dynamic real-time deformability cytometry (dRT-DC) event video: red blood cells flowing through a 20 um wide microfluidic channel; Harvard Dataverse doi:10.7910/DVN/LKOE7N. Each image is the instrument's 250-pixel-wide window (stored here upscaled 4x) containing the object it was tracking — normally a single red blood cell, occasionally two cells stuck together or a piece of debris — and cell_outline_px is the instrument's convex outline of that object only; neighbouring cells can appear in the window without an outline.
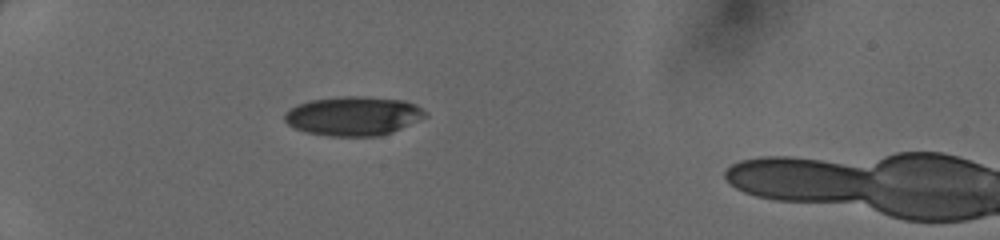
{"species": "human", "species_latin": "Homo sapiens", "temperature_condition": "cold", "stored_images_in_passage": 33, "camera_frame_rate_fps": 3000, "um_per_image_px": 0.085, "donor": {"sex": "female"}, "frame": {"image": 1, "passage_image": 1, "time_ms": 0.0, "image_size_px": [1000, 240], "cell_outline_px": [[428, 116], [392, 132], [380, 136], [332, 136], [308, 132], [296, 128], [288, 124], [284, 120], [284, 112], [288, 108], [296, 104], [308, 100], [340, 96], [368, 96], [404, 100], [416, 104], [428, 112]], "centroid_in_image_um": [30.04, 9.84], "position_along_channel_um": 55.0, "area_um2": 32.43}}
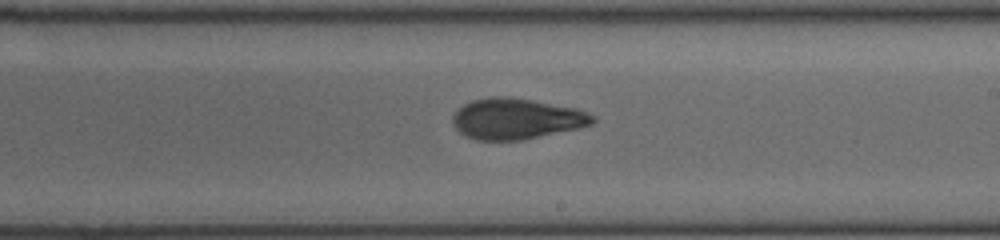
{"frame": {"image": 2, "passage_image": 16, "time_ms": 5.0, "image_size_px": [1000, 240], "cell_outline_px": [[596, 120], [592, 124], [576, 128], [520, 140], [476, 140], [464, 136], [452, 124], [452, 116], [464, 104], [472, 100], [492, 96], [512, 96], [576, 108], [588, 112], [596, 116]], "centroid_in_image_um": [43.88, 10.08], "position_along_channel_um": 245.1, "area_um2": 33.29}}
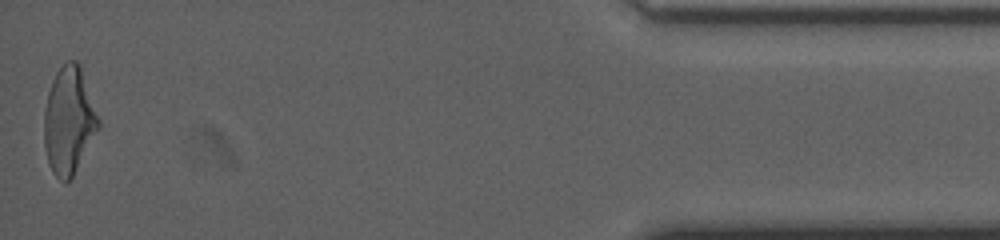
{"frame": {"image": 3, "passage_image": 33, "time_ms": 10.667, "image_size_px": [1000, 240], "cell_outline_px": [[100, 128], [72, 176], [64, 184], [52, 172], [48, 160], [44, 144], [44, 112], [48, 92], [52, 80], [56, 72], [68, 60], [76, 60], [80, 64], [100, 120]], "centroid_in_image_um": [5.86, 10.24], "position_along_channel_um": 429.3, "area_um2": 33.87}}